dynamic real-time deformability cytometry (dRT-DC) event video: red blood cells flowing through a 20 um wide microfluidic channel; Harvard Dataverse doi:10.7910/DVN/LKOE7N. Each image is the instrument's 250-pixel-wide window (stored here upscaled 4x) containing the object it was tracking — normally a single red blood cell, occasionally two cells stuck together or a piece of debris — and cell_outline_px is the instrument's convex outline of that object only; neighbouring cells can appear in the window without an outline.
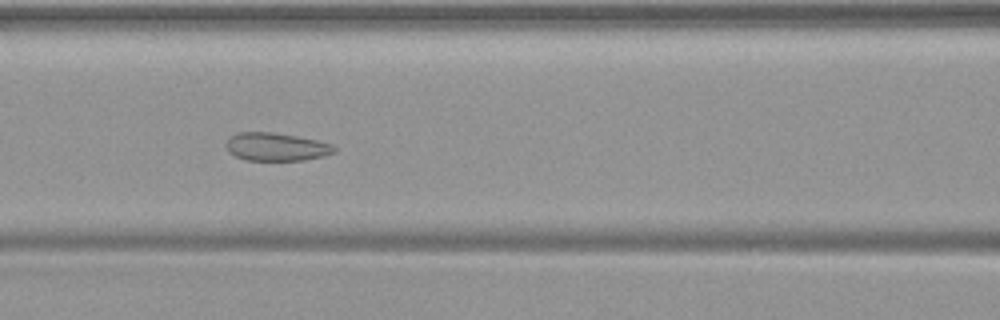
{"species": "common noctule bat (a hibernating species)", "species_latin": "Nyctalus noctula", "temperature_condition": "warm", "stored_images_in_passage": 50, "segment_of_instrument_passage": [1, 2], "camera_frame_rate_fps": 3000, "um_per_image_px": 0.085, "animal": {"sex": "female", "body_mass_g": 19.9}, "frame": {"image": 1, "passage_image": 21, "time_ms": 6.667, "image_size_px": [1000, 320], "cell_outline_px": [[336, 152], [324, 156], [304, 160], [244, 160], [228, 152], [224, 144], [236, 132], [272, 132], [296, 136], [316, 140], [332, 144], [336, 148]], "centroid_in_image_um": [23.47, 12.48], "position_along_channel_um": 143.1, "area_um2": 17.74}}
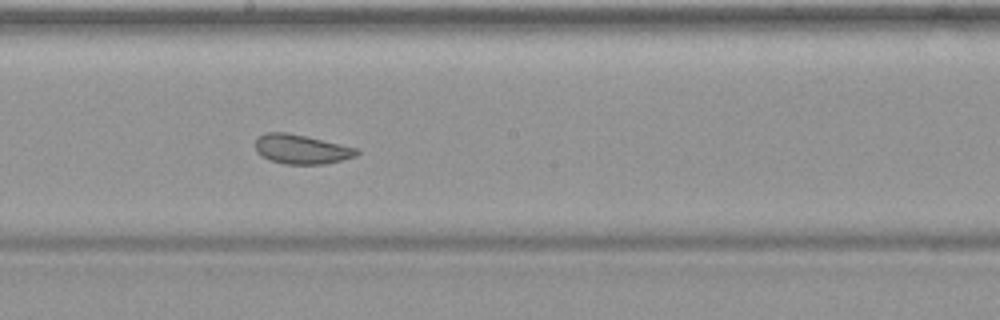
{"frame": {"image": 2, "passage_image": 27, "time_ms": 8.667, "image_size_px": [1000, 320], "cell_outline_px": [[360, 152], [356, 156], [324, 164], [284, 164], [260, 156], [256, 152], [256, 136], [264, 132], [288, 132], [360, 148]], "centroid_in_image_um": [25.61, 12.67], "position_along_channel_um": 222.6, "area_um2": 17.57}}
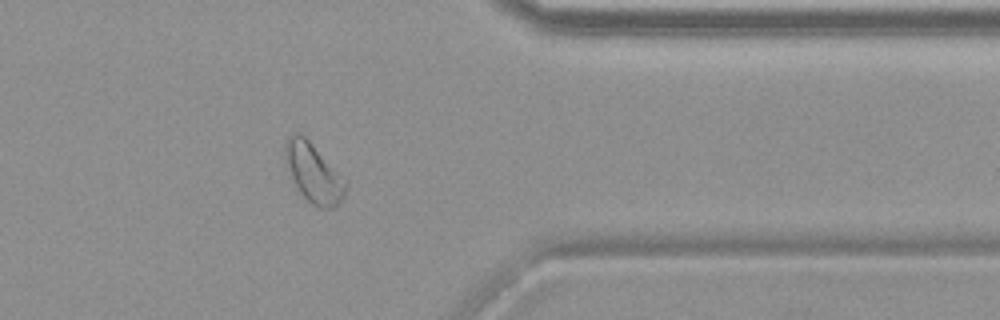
{"frame": {"image": 3, "passage_image": 40, "time_ms": 13.0, "image_size_px": [1000, 320], "cell_outline_px": [[348, 184], [344, 196], [332, 208], [320, 208], [312, 204], [300, 192], [284, 160], [284, 144], [288, 136], [292, 132], [300, 132], [348, 180]], "centroid_in_image_um": [26.66, 14.66], "position_along_channel_um": 384.7, "area_um2": 20.81}}